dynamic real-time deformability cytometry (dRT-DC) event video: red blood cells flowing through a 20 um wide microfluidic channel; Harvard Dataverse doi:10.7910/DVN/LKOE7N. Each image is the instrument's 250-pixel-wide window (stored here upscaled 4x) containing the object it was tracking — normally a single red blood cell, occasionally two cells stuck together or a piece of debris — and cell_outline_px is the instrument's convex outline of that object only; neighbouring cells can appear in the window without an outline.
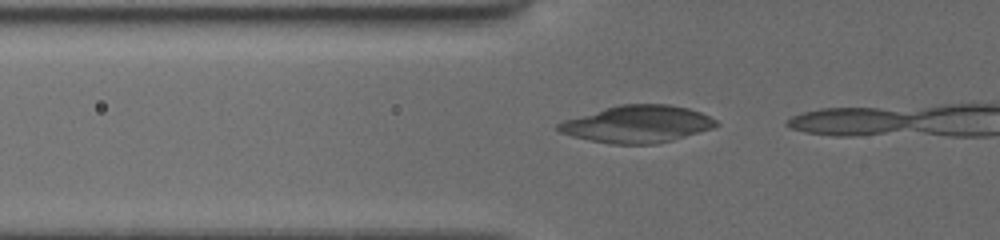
{"species": "common noctule bat (a hibernating species)", "species_latin": "Nyctalus noctula", "temperature_condition": "cold", "stored_images_in_passage": 14, "camera_frame_rate_fps": 3000, "um_per_image_px": 0.085, "animal": {"sex": "female", "body_mass_g": 19.5, "forearm_length_mm": 54.1}, "frame": {"image": 1, "passage_image": 12, "time_ms": 3.667, "image_size_px": [1000, 240], "cell_outline_px": [[720, 124], [712, 128], [672, 140], [656, 144], [612, 144], [572, 136], [560, 132], [556, 128], [556, 124], [564, 120], [604, 108], [620, 104], [668, 104], [688, 108], [700, 112], [716, 120]], "centroid_in_image_um": [54.17, 10.54], "position_along_channel_um": 71.6, "area_um2": 33.93}}